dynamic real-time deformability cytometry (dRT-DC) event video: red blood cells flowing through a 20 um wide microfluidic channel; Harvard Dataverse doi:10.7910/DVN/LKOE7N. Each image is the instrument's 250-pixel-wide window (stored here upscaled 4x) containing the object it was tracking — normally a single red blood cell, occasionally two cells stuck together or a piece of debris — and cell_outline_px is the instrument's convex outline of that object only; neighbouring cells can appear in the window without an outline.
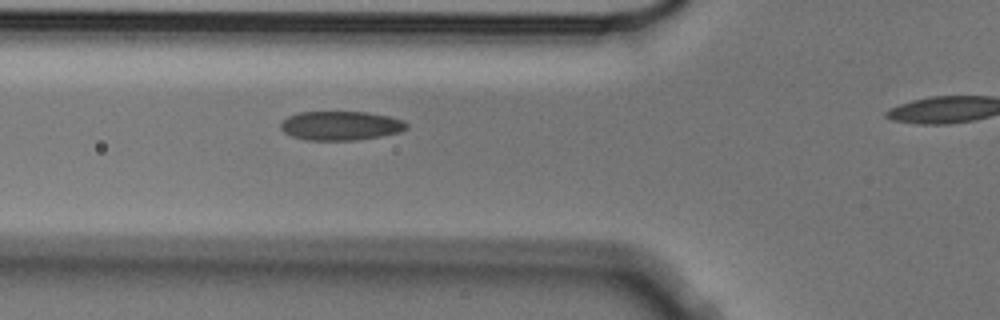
{"species": "Egyptian fruit bat (a non-hibernating species)", "species_latin": "Rousettus aegyptiacus", "temperature_condition": "cold", "stored_images_in_passage": 6, "segment_of_instrument_passage": [1, 2], "camera_frame_rate_fps": 3000, "um_per_image_px": 0.085, "animal": {"sex": "male"}, "frame": {"image": 1, "passage_image": 5, "time_ms": 1.333, "image_size_px": [1000, 320], "cell_outline_px": [[408, 128], [400, 132], [380, 136], [356, 140], [304, 140], [292, 136], [284, 132], [280, 128], [280, 124], [288, 116], [300, 112], [368, 112], [388, 116], [404, 120], [408, 124]], "centroid_in_image_um": [28.97, 10.68], "position_along_channel_um": 96.8, "area_um2": 21.39}}